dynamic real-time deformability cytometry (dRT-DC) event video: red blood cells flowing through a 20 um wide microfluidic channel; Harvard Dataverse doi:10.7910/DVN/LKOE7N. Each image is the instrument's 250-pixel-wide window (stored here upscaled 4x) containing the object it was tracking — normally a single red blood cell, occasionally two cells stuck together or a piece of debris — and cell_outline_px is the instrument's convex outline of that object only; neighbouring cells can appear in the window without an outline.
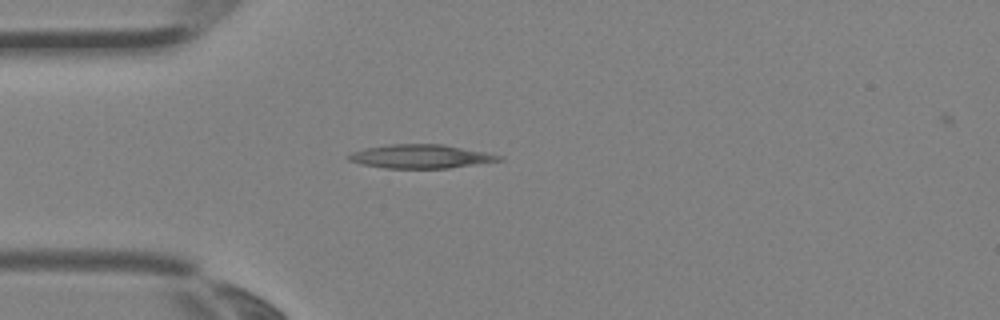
{"species": "Egyptian fruit bat (a non-hibernating species)", "species_latin": "Rousettus aegyptiacus", "temperature_condition": "room temperature", "stored_images_in_passage": 1, "camera_frame_rate_fps": 3000, "um_per_image_px": 0.085, "animal": {"sex": "female"}, "frame": {"image": 1, "passage_image": 1, "time_ms": 0.0, "image_size_px": [1000, 320], "cell_outline_px": [[504, 160], [448, 168], [384, 168], [360, 164], [348, 160], [344, 156], [352, 152], [364, 148], [388, 144], [444, 144], [504, 156]], "centroid_in_image_um": [35.72, 13.29], "position_along_channel_um": 49.3, "area_um2": 20.92}}